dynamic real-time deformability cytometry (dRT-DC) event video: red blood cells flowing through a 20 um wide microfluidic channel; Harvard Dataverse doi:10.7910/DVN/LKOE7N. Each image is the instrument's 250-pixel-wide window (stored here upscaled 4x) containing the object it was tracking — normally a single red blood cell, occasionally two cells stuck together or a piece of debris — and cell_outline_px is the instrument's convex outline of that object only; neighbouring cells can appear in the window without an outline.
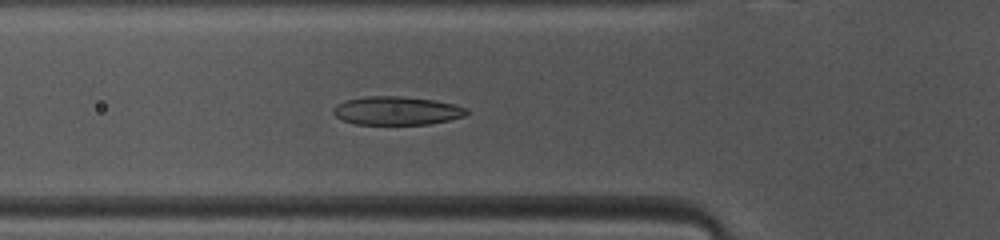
{"species": "common noctule bat (a hibernating species)", "species_latin": "Nyctalus noctula", "temperature_condition": "warm", "stored_images_in_passage": 40, "camera_frame_rate_fps": 3000, "um_per_image_px": 0.085, "animal": {"sex": "female", "body_mass_g": 10.0, "forearm_length_mm": 53.1}, "frame": {"image": 1, "passage_image": 8, "time_ms": 2.333, "image_size_px": [1000, 240], "cell_outline_px": [[468, 112], [464, 116], [448, 120], [428, 124], [356, 124], [344, 120], [336, 116], [332, 112], [332, 108], [336, 104], [348, 100], [368, 96], [400, 96], [436, 100], [456, 104], [468, 108]], "centroid_in_image_um": [33.75, 9.4], "position_along_channel_um": 92.1, "area_um2": 22.08}}
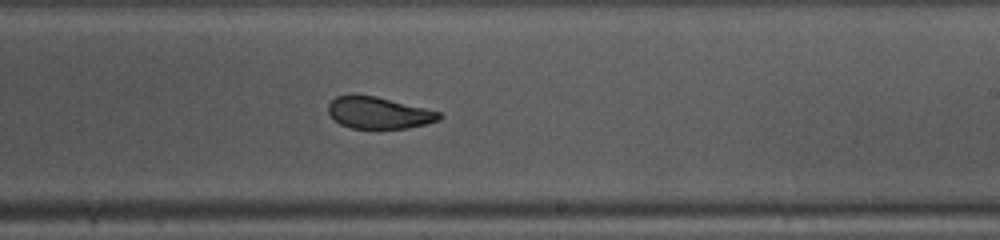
{"frame": {"image": 2, "passage_image": 20, "time_ms": 6.333, "image_size_px": [1000, 240], "cell_outline_px": [[444, 116], [440, 120], [408, 128], [352, 128], [340, 124], [328, 112], [328, 104], [336, 96], [348, 92], [352, 92], [376, 96], [440, 112]], "centroid_in_image_um": [32.15, 9.55], "position_along_channel_um": 256.8, "area_um2": 20.75}}
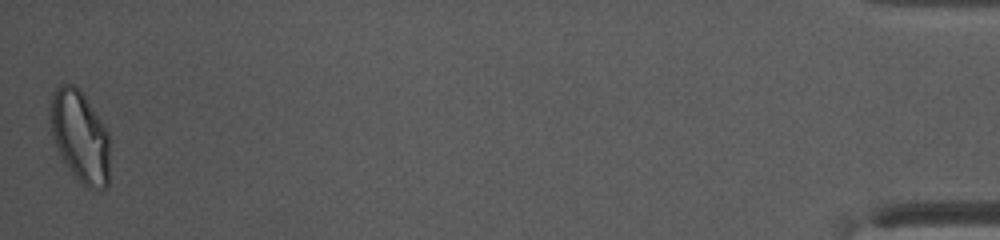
{"frame": {"image": 3, "passage_image": 40, "time_ms": 13.0, "image_size_px": [1000, 240], "cell_outline_px": [[108, 188], [84, 188], [80, 184], [56, 148], [52, 136], [48, 120], [48, 108], [52, 92], [60, 84], [72, 84], [84, 96], [108, 132]], "centroid_in_image_um": [6.74, 11.6], "position_along_channel_um": 428.5, "area_um2": 31.73}, "authors_computed_cell_mechanics": {"area_um2": 22.5709, "velocity_mm_per_s": 4.1028, "shape_relaxation_time_tau1_ms": 6.9444, "shape_relaxation_time_tau2_ms": 1.4205, "deformation_change_tau1": 0.1936, "deformation_change_tau2": 0.0559}}